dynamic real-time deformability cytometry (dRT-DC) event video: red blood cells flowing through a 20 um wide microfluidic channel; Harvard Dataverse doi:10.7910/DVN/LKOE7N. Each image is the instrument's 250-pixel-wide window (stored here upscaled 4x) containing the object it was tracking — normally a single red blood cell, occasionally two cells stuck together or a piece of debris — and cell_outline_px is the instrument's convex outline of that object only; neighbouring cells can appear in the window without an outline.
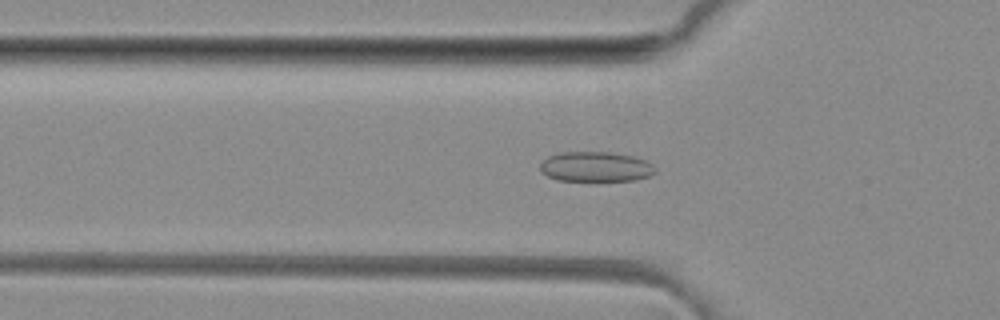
{"species": "common noctule bat (a hibernating species)", "species_latin": "Nyctalus noctula", "temperature_condition": "room temperature", "stored_images_in_passage": 48, "camera_frame_rate_fps": 3000, "um_per_image_px": 0.085, "animal": {"sex": "female", "body_mass_g": 29.2, "forearm_length_mm": 56.3}, "frame": {"image": 1, "passage_image": 15, "time_ms": 4.667, "image_size_px": [1000, 320], "cell_outline_px": [[656, 172], [648, 176], [632, 180], [560, 180], [548, 176], [540, 172], [540, 164], [548, 156], [560, 152], [608, 152], [632, 156], [644, 160], [652, 164], [656, 168]], "centroid_in_image_um": [50.61, 14.16], "position_along_channel_um": 75.2, "area_um2": 19.88}}
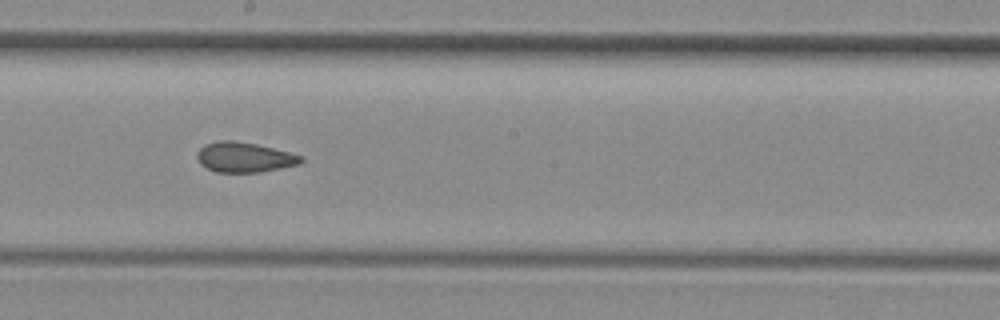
{"frame": {"image": 2, "passage_image": 26, "time_ms": 8.333, "image_size_px": [1000, 320], "cell_outline_px": [[304, 160], [300, 164], [260, 172], [216, 172], [200, 164], [196, 156], [196, 152], [204, 144], [216, 140], [232, 140], [256, 144], [304, 156]], "centroid_in_image_um": [20.75, 13.36], "position_along_channel_um": 227.5, "area_um2": 18.26}}
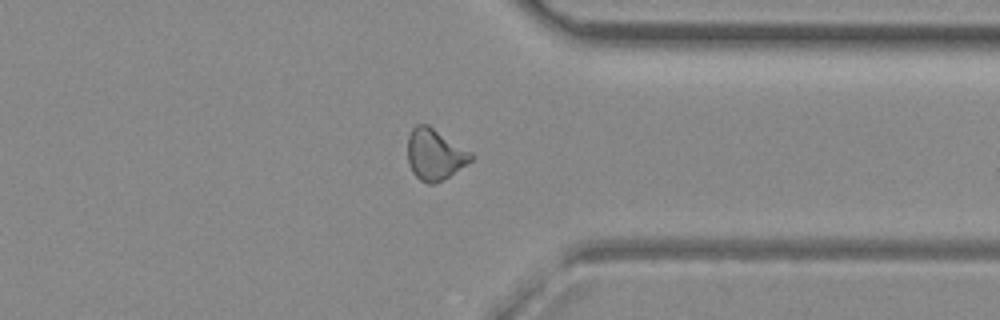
{"frame": {"image": 3, "passage_image": 37, "time_ms": 12.0, "image_size_px": [1000, 320], "cell_outline_px": [[472, 160], [444, 180], [436, 184], [428, 184], [420, 180], [412, 172], [408, 164], [408, 136], [412, 128], [416, 124], [428, 124], [472, 152]], "centroid_in_image_um": [36.94, 13.13], "position_along_channel_um": 374.5, "area_um2": 19.02}, "authors_computed_cell_mechanics": {"area_um2": 18.9584, "velocity_mm_per_s": 4.1429, "shape_relaxation_time_tau1_ms": null, "shape_relaxation_time_tau2_ms": 1.9401, "deformation_change_tau1": null, "deformation_change_tau2": 0.0749}}